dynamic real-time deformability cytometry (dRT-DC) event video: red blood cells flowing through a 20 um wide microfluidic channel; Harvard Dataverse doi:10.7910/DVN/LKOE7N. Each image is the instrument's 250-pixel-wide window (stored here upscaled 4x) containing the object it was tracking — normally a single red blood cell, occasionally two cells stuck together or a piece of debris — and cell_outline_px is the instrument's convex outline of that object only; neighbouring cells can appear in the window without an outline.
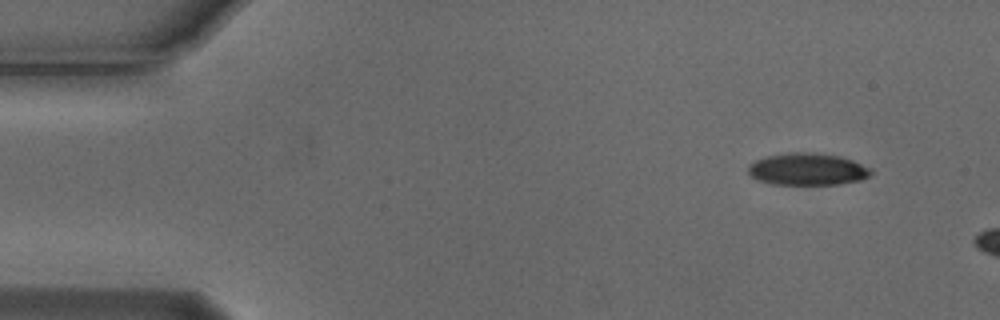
{"species": "Egyptian fruit bat (a non-hibernating species)", "species_latin": "Rousettus aegyptiacus", "temperature_condition": "cold", "stored_images_in_passage": 3, "camera_frame_rate_fps": 3000, "um_per_image_px": 0.085, "animal": {"sex": "male"}, "frame": {"image": 1, "passage_image": 1, "time_ms": 0.0, "image_size_px": [1000, 320], "cell_outline_px": [[872, 176], [860, 180], [840, 184], [772, 184], [760, 180], [752, 176], [748, 172], [748, 164], [764, 156], [788, 152], [816, 152], [840, 156], [852, 160], [872, 168]], "centroid_in_image_um": [68.66, 14.37], "position_along_channel_um": 16.3, "area_um2": 23.18}}